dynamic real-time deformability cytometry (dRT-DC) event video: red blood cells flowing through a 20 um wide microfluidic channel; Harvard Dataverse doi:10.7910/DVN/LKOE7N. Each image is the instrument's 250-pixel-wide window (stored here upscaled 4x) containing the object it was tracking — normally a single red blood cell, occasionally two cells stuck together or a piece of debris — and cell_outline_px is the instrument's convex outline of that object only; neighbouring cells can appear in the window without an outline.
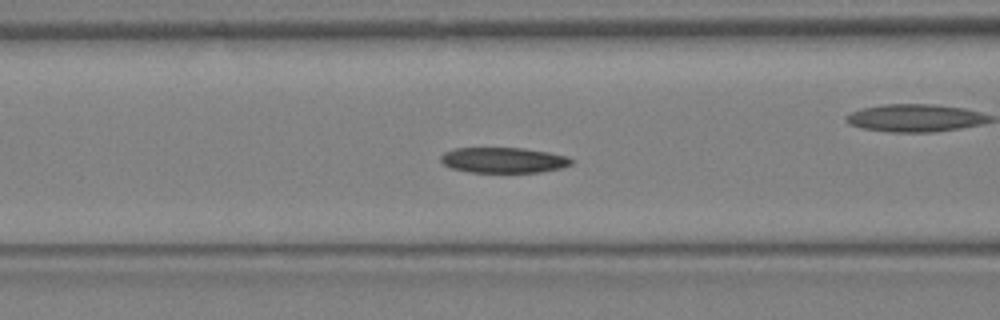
{"species": "Egyptian fruit bat (a non-hibernating species)", "species_latin": "Rousettus aegyptiacus", "temperature_condition": "warm", "stored_images_in_passage": 22, "camera_frame_rate_fps": 3000, "um_per_image_px": 0.085, "animal": {"sex": "female"}, "frame": {"image": 1, "passage_image": 13, "time_ms": 4.0, "image_size_px": [1000, 320], "cell_outline_px": [[576, 160], [572, 164], [560, 168], [540, 172], [472, 172], [452, 168], [444, 164], [440, 160], [440, 156], [444, 152], [452, 148], [524, 148], [548, 152], [568, 156]], "centroid_in_image_um": [42.82, 13.6], "position_along_channel_um": 123.8, "area_um2": 19.48}}